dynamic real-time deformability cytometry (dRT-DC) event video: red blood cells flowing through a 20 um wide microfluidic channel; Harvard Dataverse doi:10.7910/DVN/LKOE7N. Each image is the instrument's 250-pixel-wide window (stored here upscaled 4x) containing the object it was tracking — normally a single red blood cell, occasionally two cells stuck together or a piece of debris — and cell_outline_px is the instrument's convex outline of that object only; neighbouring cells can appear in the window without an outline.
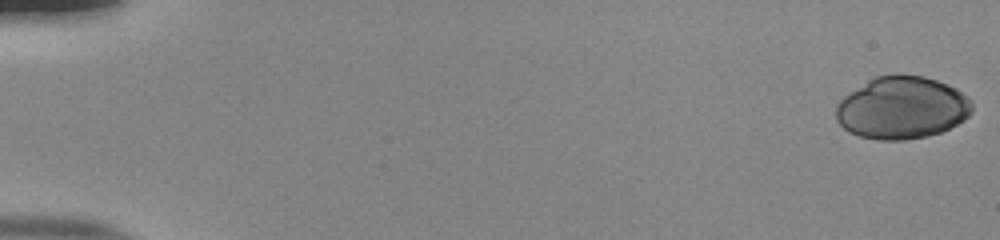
{"species": "human", "species_latin": "Homo sapiens", "temperature_condition": "room temperature", "stored_images_in_passage": 54, "camera_frame_rate_fps": 3000, "um_per_image_px": 0.085, "donor": {"sex": "male"}, "frame": {"image": 1, "passage_image": 1, "time_ms": 0.0, "image_size_px": [1000, 240], "cell_outline_px": [[972, 112], [964, 120], [940, 132], [928, 136], [904, 140], [876, 140], [860, 136], [844, 128], [836, 120], [836, 104], [844, 96], [868, 80], [876, 76], [924, 76], [948, 84], [956, 88], [972, 100]], "centroid_in_image_um": [76.68, 9.18], "position_along_channel_um": 8.3, "area_um2": 49.19}}
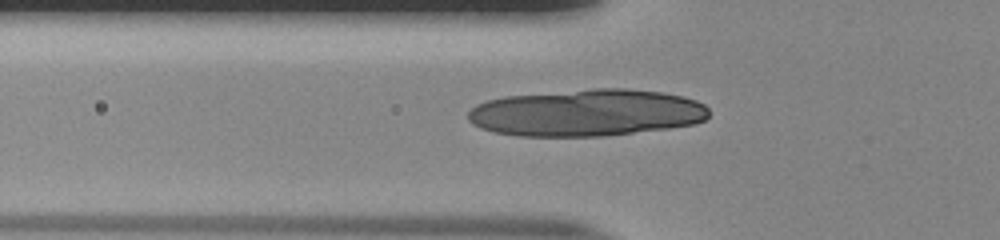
{"frame": {"image": 2, "passage_image": 20, "time_ms": 6.333, "image_size_px": [1000, 240], "cell_outline_px": [[708, 116], [704, 120], [696, 124], [668, 128], [604, 136], [516, 136], [492, 132], [480, 128], [472, 124], [468, 120], [468, 112], [476, 104], [488, 100], [504, 96], [592, 88], [628, 88], [660, 92], [684, 96], [696, 100], [704, 104], [708, 108]], "centroid_in_image_um": [49.85, 9.58], "position_along_channel_um": 76.0, "area_um2": 66.41}}
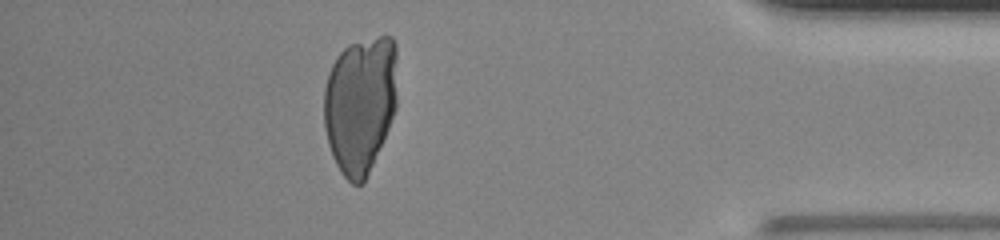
{"frame": {"image": 3, "passage_image": 48, "time_ms": 15.667, "image_size_px": [1000, 240], "cell_outline_px": [[396, 108], [388, 128], [364, 184], [352, 184], [340, 172], [332, 156], [328, 144], [324, 128], [324, 88], [328, 72], [336, 56], [348, 44], [380, 36], [392, 36], [396, 44]], "centroid_in_image_um": [30.6, 8.86], "position_along_channel_um": 404.6, "area_um2": 59.13}}